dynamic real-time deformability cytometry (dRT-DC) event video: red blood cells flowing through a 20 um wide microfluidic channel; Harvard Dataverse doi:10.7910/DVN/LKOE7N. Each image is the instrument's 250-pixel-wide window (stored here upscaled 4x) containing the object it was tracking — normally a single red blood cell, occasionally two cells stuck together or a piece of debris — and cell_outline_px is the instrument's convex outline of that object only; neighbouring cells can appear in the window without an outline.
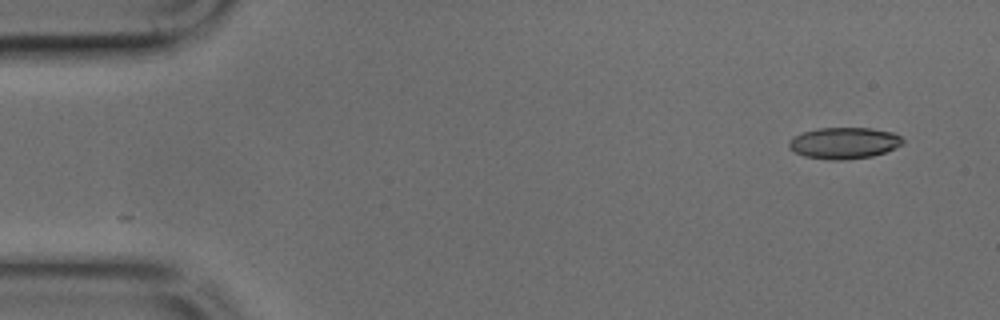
{"species": "common noctule bat (a hibernating species)", "species_latin": "Nyctalus noctula", "temperature_condition": "cold", "stored_images_in_passage": 46, "camera_frame_rate_fps": 3000, "um_per_image_px": 0.085, "animal": {"sex": "male", "body_mass_g": 17.9, "forearm_length_mm": 54.2}, "frame": {"image": 1, "passage_image": 1, "time_ms": 0.0, "image_size_px": [1000, 320], "cell_outline_px": [[904, 144], [884, 152], [872, 156], [844, 160], [832, 160], [804, 156], [788, 148], [788, 140], [804, 132], [820, 128], [872, 128], [892, 132], [900, 136], [904, 140]], "centroid_in_image_um": [71.76, 12.16], "position_along_channel_um": 13.2, "area_um2": 20.75}}
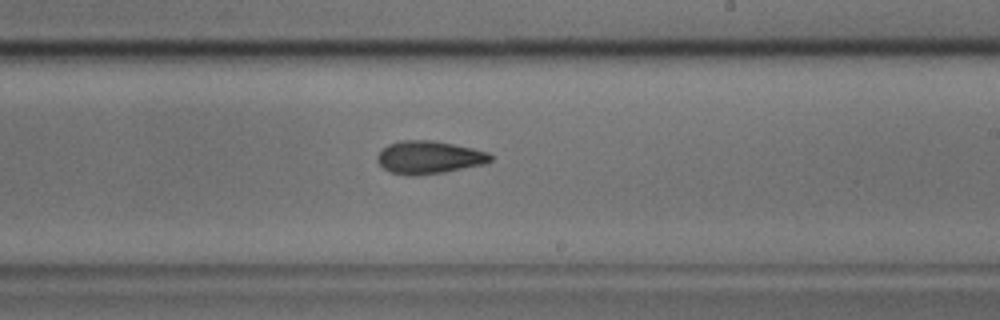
{"frame": {"image": 2, "passage_image": 26, "time_ms": 8.333, "image_size_px": [1000, 320], "cell_outline_px": [[492, 160], [484, 164], [444, 172], [416, 176], [404, 176], [388, 172], [376, 160], [376, 156], [388, 144], [400, 140], [432, 140], [472, 148], [488, 152], [492, 156]], "centroid_in_image_um": [36.43, 13.39], "position_along_channel_um": 252.6, "area_um2": 21.79}}
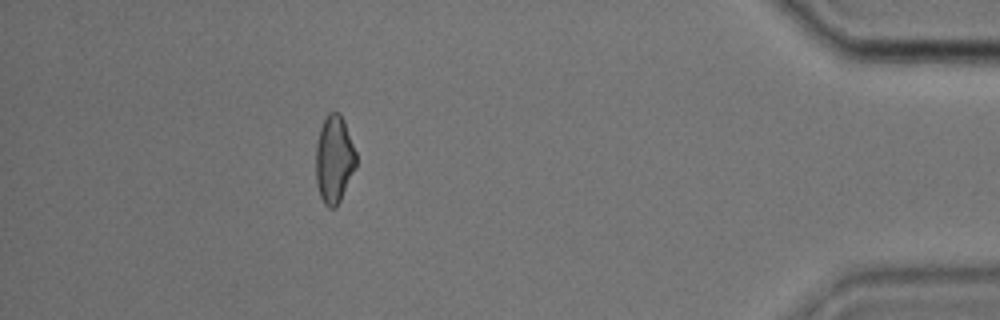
{"frame": {"image": 3, "passage_image": 41, "time_ms": 13.333, "image_size_px": [1000, 320], "cell_outline_px": [[356, 168], [336, 208], [328, 208], [324, 204], [320, 196], [316, 184], [316, 144], [320, 128], [328, 112], [340, 112], [344, 120], [356, 152]], "centroid_in_image_um": [28.4, 13.55], "position_along_channel_um": 406.8, "area_um2": 20.69}}